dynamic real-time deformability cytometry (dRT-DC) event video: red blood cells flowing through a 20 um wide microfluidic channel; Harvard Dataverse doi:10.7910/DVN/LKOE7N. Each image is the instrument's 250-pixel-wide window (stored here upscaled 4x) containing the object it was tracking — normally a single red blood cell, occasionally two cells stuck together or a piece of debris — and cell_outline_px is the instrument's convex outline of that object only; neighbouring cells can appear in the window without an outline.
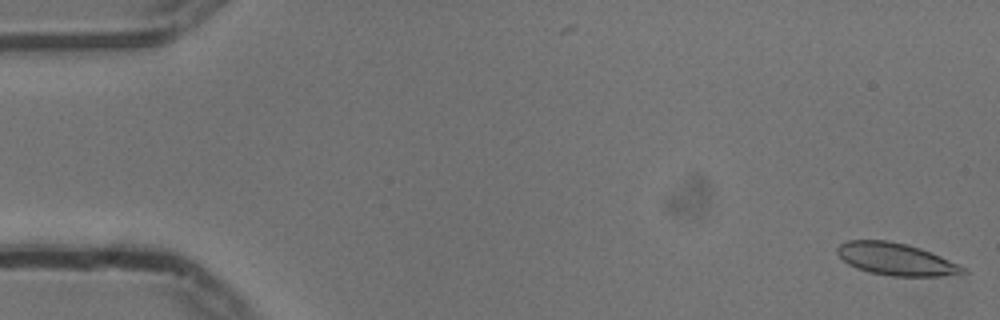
{"species": "common noctule bat (a hibernating species)", "species_latin": "Nyctalus noctula", "temperature_condition": "cold", "stored_images_in_passage": 56, "segment_of_instrument_passage": [1, 2], "camera_frame_rate_fps": 3000, "um_per_image_px": 0.085, "animal": {"sex": "male", "body_mass_g": 13.3}, "frame": {"image": 1, "passage_image": 1, "time_ms": 0.0, "image_size_px": [1000, 320], "cell_outline_px": [[968, 272], [940, 276], [892, 276], [868, 272], [856, 268], [848, 264], [836, 252], [836, 248], [840, 244], [848, 240], [888, 240], [908, 244], [920, 248], [940, 256], [968, 268]], "centroid_in_image_um": [76.15, 22.02], "position_along_channel_um": 8.9, "area_um2": 23.64}}
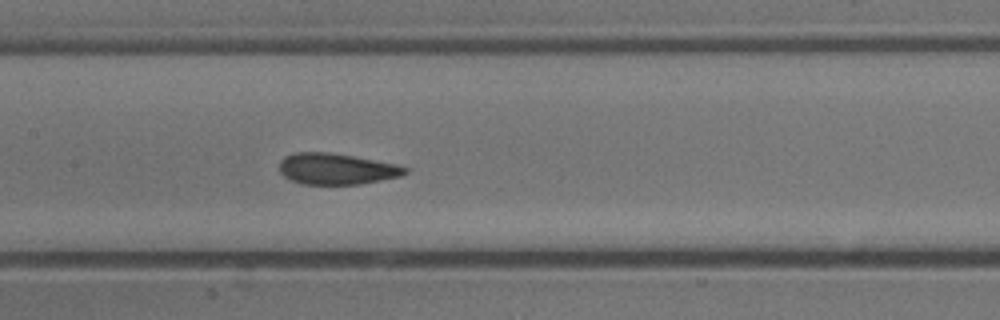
{"frame": {"image": 2, "passage_image": 26, "time_ms": 8.333, "image_size_px": [1000, 320], "cell_outline_px": [[408, 172], [400, 176], [360, 184], [300, 184], [284, 176], [280, 172], [280, 160], [284, 156], [296, 152], [328, 152], [352, 156], [396, 164], [408, 168]], "centroid_in_image_um": [28.58, 14.35], "position_along_channel_um": 178.8, "area_um2": 22.66}}
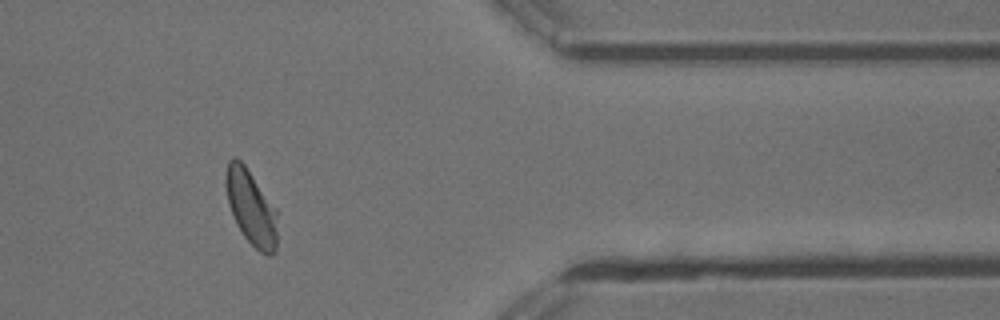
{"frame": {"image": 3, "passage_image": 45, "time_ms": 14.667, "image_size_px": [1000, 320], "cell_outline_px": [[276, 252], [268, 256], [260, 252], [244, 236], [236, 224], [228, 204], [224, 184], [224, 176], [228, 160], [232, 156], [236, 156], [244, 164], [276, 208]], "centroid_in_image_um": [21.3, 17.6], "position_along_channel_um": 390.1, "area_um2": 22.66}}